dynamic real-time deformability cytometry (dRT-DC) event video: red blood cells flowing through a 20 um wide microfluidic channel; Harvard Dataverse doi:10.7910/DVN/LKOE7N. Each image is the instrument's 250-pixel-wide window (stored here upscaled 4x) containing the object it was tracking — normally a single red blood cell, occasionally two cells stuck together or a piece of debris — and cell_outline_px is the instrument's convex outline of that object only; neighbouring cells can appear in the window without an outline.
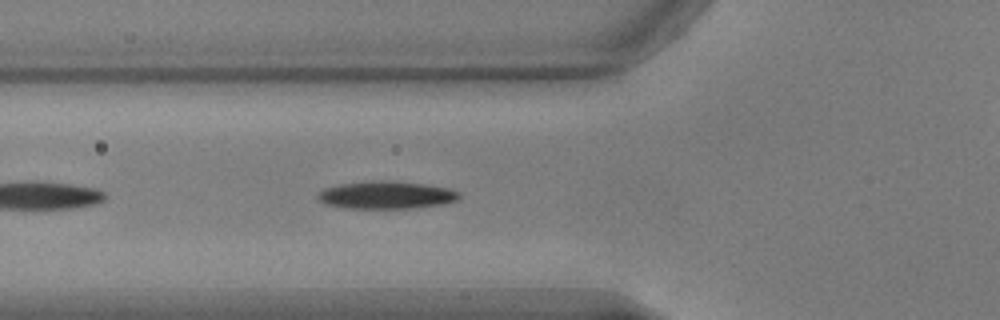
{"species": "common noctule bat (a hibernating species)", "species_latin": "Nyctalus noctula", "temperature_condition": "warm", "stored_images_in_passage": 39, "camera_frame_rate_fps": 3000, "um_per_image_px": 0.085, "animal": {"sex": "male", "body_mass_g": 17.9, "forearm_length_mm": 54.2}, "frame": {"image": 1, "passage_image": 5, "time_ms": 1.333, "image_size_px": [1000, 320], "cell_outline_px": [[460, 200], [444, 204], [412, 208], [344, 208], [324, 204], [316, 196], [324, 188], [340, 184], [376, 180], [384, 180], [424, 184], [452, 188], [460, 192]], "centroid_in_image_um": [32.88, 16.58], "position_along_channel_um": 92.9, "area_um2": 22.95}}
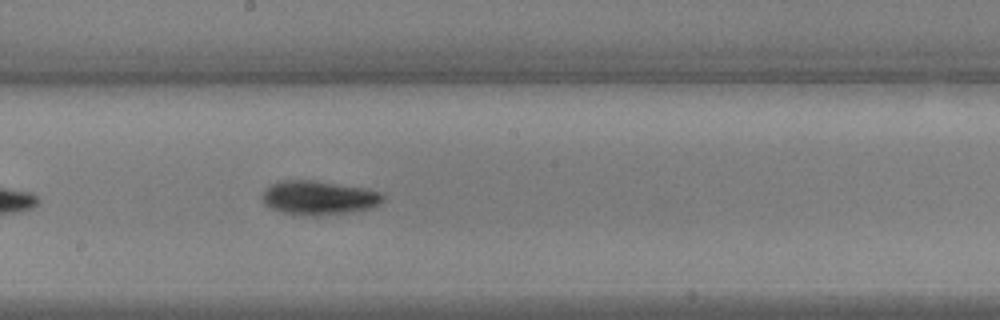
{"frame": {"image": 2, "passage_image": 15, "time_ms": 4.667, "image_size_px": [1000, 320], "cell_outline_px": [[384, 200], [380, 204], [372, 208], [348, 212], [312, 216], [308, 216], [280, 212], [264, 204], [264, 188], [272, 184], [284, 180], [316, 180], [364, 188], [384, 192]], "centroid_in_image_um": [27.14, 16.8], "position_along_channel_um": 221.1, "area_um2": 23.99}}
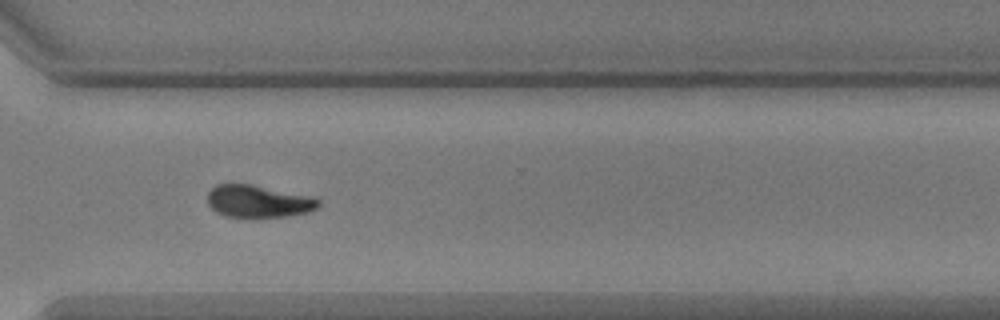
{"frame": {"image": 3, "passage_image": 25, "time_ms": 8.0, "image_size_px": [1000, 320], "cell_outline_px": [[320, 204], [316, 208], [308, 212], [288, 216], [224, 216], [216, 212], [208, 204], [208, 192], [216, 184], [252, 184], [316, 196], [320, 200]], "centroid_in_image_um": [22.0, 17.09], "position_along_channel_um": 348.6, "area_um2": 20.98}, "authors_computed_cell_mechanics": {"area_um2": 22.1952, "velocity_mm_per_s": 3.8312, "shape_relaxation_time_tau1_ms": 2.5489, "shape_relaxation_time_tau2_ms": null, "deformation_change_tau1": 0.1488, "deformation_change_tau2": null}}